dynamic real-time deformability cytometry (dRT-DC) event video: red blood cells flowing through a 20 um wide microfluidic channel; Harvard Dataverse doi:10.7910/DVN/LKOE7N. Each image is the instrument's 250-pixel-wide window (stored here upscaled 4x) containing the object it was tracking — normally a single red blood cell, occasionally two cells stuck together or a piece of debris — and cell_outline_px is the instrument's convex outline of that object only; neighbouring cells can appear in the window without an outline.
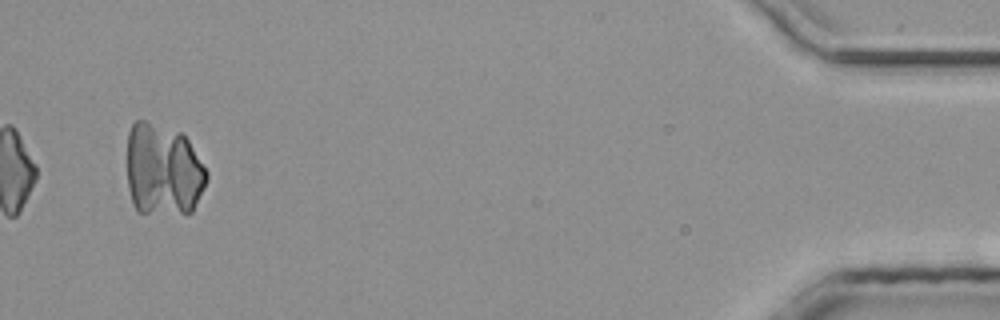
{"species": "common noctule bat (a hibernating species)", "species_latin": "Nyctalus noctula", "temperature_condition": "room temperature", "stored_images_in_passage": 38, "camera_frame_rate_fps": 3000, "um_per_image_px": 0.085, "animal": {"sex": "male", "body_mass_g": 20.4}, "frame": {"image": 1, "passage_image": 38, "time_ms": 12.333, "image_size_px": [1000, 320], "cell_outline_px": [[208, 180], [192, 212], [136, 212], [132, 204], [128, 188], [128, 132], [132, 124], [136, 120], [144, 120], [180, 132], [188, 140], [208, 172]], "centroid_in_image_um": [13.86, 14.44], "position_along_channel_um": 421.3, "area_um2": 42.77}}